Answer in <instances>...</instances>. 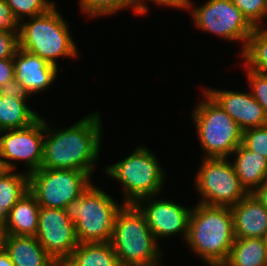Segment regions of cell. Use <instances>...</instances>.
I'll return each instance as SVG.
<instances>
[{
  "instance_id": "6da1fadb",
  "label": "cell",
  "mask_w": 267,
  "mask_h": 266,
  "mask_svg": "<svg viewBox=\"0 0 267 266\" xmlns=\"http://www.w3.org/2000/svg\"><path fill=\"white\" fill-rule=\"evenodd\" d=\"M48 125L44 119L40 168L80 170L92 176L101 152V113L92 112L68 128L52 129Z\"/></svg>"
},
{
  "instance_id": "7a4b0ae2",
  "label": "cell",
  "mask_w": 267,
  "mask_h": 266,
  "mask_svg": "<svg viewBox=\"0 0 267 266\" xmlns=\"http://www.w3.org/2000/svg\"><path fill=\"white\" fill-rule=\"evenodd\" d=\"M230 207L197 203L192 208L185 242L208 266H223L234 243Z\"/></svg>"
},
{
  "instance_id": "3957f363",
  "label": "cell",
  "mask_w": 267,
  "mask_h": 266,
  "mask_svg": "<svg viewBox=\"0 0 267 266\" xmlns=\"http://www.w3.org/2000/svg\"><path fill=\"white\" fill-rule=\"evenodd\" d=\"M144 213L124 204L115 219L111 244L121 266H161L162 251Z\"/></svg>"
},
{
  "instance_id": "277c9868",
  "label": "cell",
  "mask_w": 267,
  "mask_h": 266,
  "mask_svg": "<svg viewBox=\"0 0 267 266\" xmlns=\"http://www.w3.org/2000/svg\"><path fill=\"white\" fill-rule=\"evenodd\" d=\"M23 20L19 26V48L38 55L58 67L59 57L79 56L69 24L57 11L56 5L48 12Z\"/></svg>"
},
{
  "instance_id": "5b68a950",
  "label": "cell",
  "mask_w": 267,
  "mask_h": 266,
  "mask_svg": "<svg viewBox=\"0 0 267 266\" xmlns=\"http://www.w3.org/2000/svg\"><path fill=\"white\" fill-rule=\"evenodd\" d=\"M120 204L101 187L91 184L79 197L64 208L66 215L75 224L79 243L111 242Z\"/></svg>"
},
{
  "instance_id": "8992f818",
  "label": "cell",
  "mask_w": 267,
  "mask_h": 266,
  "mask_svg": "<svg viewBox=\"0 0 267 266\" xmlns=\"http://www.w3.org/2000/svg\"><path fill=\"white\" fill-rule=\"evenodd\" d=\"M104 172L121 183L124 204H136L142 198L161 195L166 179L157 156L140 145L125 159L105 167Z\"/></svg>"
},
{
  "instance_id": "52a82bcc",
  "label": "cell",
  "mask_w": 267,
  "mask_h": 266,
  "mask_svg": "<svg viewBox=\"0 0 267 266\" xmlns=\"http://www.w3.org/2000/svg\"><path fill=\"white\" fill-rule=\"evenodd\" d=\"M192 119L205 158H229L242 142L238 124L203 89Z\"/></svg>"
},
{
  "instance_id": "ba28073f",
  "label": "cell",
  "mask_w": 267,
  "mask_h": 266,
  "mask_svg": "<svg viewBox=\"0 0 267 266\" xmlns=\"http://www.w3.org/2000/svg\"><path fill=\"white\" fill-rule=\"evenodd\" d=\"M229 159L203 156L196 178H194L195 189L201 195L198 203L232 207L248 194L242 187Z\"/></svg>"
},
{
  "instance_id": "9c48e42d",
  "label": "cell",
  "mask_w": 267,
  "mask_h": 266,
  "mask_svg": "<svg viewBox=\"0 0 267 266\" xmlns=\"http://www.w3.org/2000/svg\"><path fill=\"white\" fill-rule=\"evenodd\" d=\"M192 3L186 0V10L191 13L195 27L227 41L241 42L243 52L254 27L232 0H208L199 7H193Z\"/></svg>"
},
{
  "instance_id": "30bf717a",
  "label": "cell",
  "mask_w": 267,
  "mask_h": 266,
  "mask_svg": "<svg viewBox=\"0 0 267 266\" xmlns=\"http://www.w3.org/2000/svg\"><path fill=\"white\" fill-rule=\"evenodd\" d=\"M91 179L80 170L40 168L29 174V191L40 207L64 209L89 188Z\"/></svg>"
},
{
  "instance_id": "8fae6325",
  "label": "cell",
  "mask_w": 267,
  "mask_h": 266,
  "mask_svg": "<svg viewBox=\"0 0 267 266\" xmlns=\"http://www.w3.org/2000/svg\"><path fill=\"white\" fill-rule=\"evenodd\" d=\"M43 140L44 118L42 116L26 128L1 131L0 158L6 169L16 170L17 160L24 161L27 174L40 169L43 159Z\"/></svg>"
},
{
  "instance_id": "7c38bea8",
  "label": "cell",
  "mask_w": 267,
  "mask_h": 266,
  "mask_svg": "<svg viewBox=\"0 0 267 266\" xmlns=\"http://www.w3.org/2000/svg\"><path fill=\"white\" fill-rule=\"evenodd\" d=\"M35 237L58 265H62L79 244L75 224L64 209L40 207Z\"/></svg>"
},
{
  "instance_id": "4fadbf2b",
  "label": "cell",
  "mask_w": 267,
  "mask_h": 266,
  "mask_svg": "<svg viewBox=\"0 0 267 266\" xmlns=\"http://www.w3.org/2000/svg\"><path fill=\"white\" fill-rule=\"evenodd\" d=\"M154 195L140 199L136 205L144 213L155 239L160 241L176 235L186 240L192 207H185L172 200L158 199Z\"/></svg>"
},
{
  "instance_id": "5bb4252c",
  "label": "cell",
  "mask_w": 267,
  "mask_h": 266,
  "mask_svg": "<svg viewBox=\"0 0 267 266\" xmlns=\"http://www.w3.org/2000/svg\"><path fill=\"white\" fill-rule=\"evenodd\" d=\"M15 88L28 96L44 92L58 77V67L19 48L13 57Z\"/></svg>"
},
{
  "instance_id": "9a60e30c",
  "label": "cell",
  "mask_w": 267,
  "mask_h": 266,
  "mask_svg": "<svg viewBox=\"0 0 267 266\" xmlns=\"http://www.w3.org/2000/svg\"><path fill=\"white\" fill-rule=\"evenodd\" d=\"M203 90L226 111L242 131L267 125L263 107L251 92L207 87Z\"/></svg>"
},
{
  "instance_id": "2e32d148",
  "label": "cell",
  "mask_w": 267,
  "mask_h": 266,
  "mask_svg": "<svg viewBox=\"0 0 267 266\" xmlns=\"http://www.w3.org/2000/svg\"><path fill=\"white\" fill-rule=\"evenodd\" d=\"M235 238H262L267 231V210L251 193L230 207Z\"/></svg>"
},
{
  "instance_id": "e0dca14e",
  "label": "cell",
  "mask_w": 267,
  "mask_h": 266,
  "mask_svg": "<svg viewBox=\"0 0 267 266\" xmlns=\"http://www.w3.org/2000/svg\"><path fill=\"white\" fill-rule=\"evenodd\" d=\"M29 97L16 88L3 93L0 101V132L26 128L41 117L27 105Z\"/></svg>"
},
{
  "instance_id": "ac0fdd59",
  "label": "cell",
  "mask_w": 267,
  "mask_h": 266,
  "mask_svg": "<svg viewBox=\"0 0 267 266\" xmlns=\"http://www.w3.org/2000/svg\"><path fill=\"white\" fill-rule=\"evenodd\" d=\"M4 250L14 266H58L35 236L6 234Z\"/></svg>"
},
{
  "instance_id": "d6986e66",
  "label": "cell",
  "mask_w": 267,
  "mask_h": 266,
  "mask_svg": "<svg viewBox=\"0 0 267 266\" xmlns=\"http://www.w3.org/2000/svg\"><path fill=\"white\" fill-rule=\"evenodd\" d=\"M232 164L236 175L248 194L253 193L267 181V159L240 144L233 152Z\"/></svg>"
},
{
  "instance_id": "ffe728a7",
  "label": "cell",
  "mask_w": 267,
  "mask_h": 266,
  "mask_svg": "<svg viewBox=\"0 0 267 266\" xmlns=\"http://www.w3.org/2000/svg\"><path fill=\"white\" fill-rule=\"evenodd\" d=\"M39 210L36 197L30 191L26 192L10 210L6 234L36 236Z\"/></svg>"
},
{
  "instance_id": "44dd1931",
  "label": "cell",
  "mask_w": 267,
  "mask_h": 266,
  "mask_svg": "<svg viewBox=\"0 0 267 266\" xmlns=\"http://www.w3.org/2000/svg\"><path fill=\"white\" fill-rule=\"evenodd\" d=\"M63 266H121L111 242L79 243Z\"/></svg>"
},
{
  "instance_id": "7402d4cb",
  "label": "cell",
  "mask_w": 267,
  "mask_h": 266,
  "mask_svg": "<svg viewBox=\"0 0 267 266\" xmlns=\"http://www.w3.org/2000/svg\"><path fill=\"white\" fill-rule=\"evenodd\" d=\"M223 266H267V252L262 238H235Z\"/></svg>"
},
{
  "instance_id": "603a6c76",
  "label": "cell",
  "mask_w": 267,
  "mask_h": 266,
  "mask_svg": "<svg viewBox=\"0 0 267 266\" xmlns=\"http://www.w3.org/2000/svg\"><path fill=\"white\" fill-rule=\"evenodd\" d=\"M29 191V174L7 169L0 175V212L8 219L10 210Z\"/></svg>"
},
{
  "instance_id": "cb8c5ba5",
  "label": "cell",
  "mask_w": 267,
  "mask_h": 266,
  "mask_svg": "<svg viewBox=\"0 0 267 266\" xmlns=\"http://www.w3.org/2000/svg\"><path fill=\"white\" fill-rule=\"evenodd\" d=\"M240 55L248 69L267 73V27H254Z\"/></svg>"
},
{
  "instance_id": "d4e9b609",
  "label": "cell",
  "mask_w": 267,
  "mask_h": 266,
  "mask_svg": "<svg viewBox=\"0 0 267 266\" xmlns=\"http://www.w3.org/2000/svg\"><path fill=\"white\" fill-rule=\"evenodd\" d=\"M79 7L91 18L110 16L122 9L133 10L131 0H79Z\"/></svg>"
},
{
  "instance_id": "484cf974",
  "label": "cell",
  "mask_w": 267,
  "mask_h": 266,
  "mask_svg": "<svg viewBox=\"0 0 267 266\" xmlns=\"http://www.w3.org/2000/svg\"><path fill=\"white\" fill-rule=\"evenodd\" d=\"M16 20L21 23L26 18H32L48 12L56 5L49 0H6Z\"/></svg>"
},
{
  "instance_id": "4316f807",
  "label": "cell",
  "mask_w": 267,
  "mask_h": 266,
  "mask_svg": "<svg viewBox=\"0 0 267 266\" xmlns=\"http://www.w3.org/2000/svg\"><path fill=\"white\" fill-rule=\"evenodd\" d=\"M253 27H262L267 17L266 0H232Z\"/></svg>"
},
{
  "instance_id": "83f0119b",
  "label": "cell",
  "mask_w": 267,
  "mask_h": 266,
  "mask_svg": "<svg viewBox=\"0 0 267 266\" xmlns=\"http://www.w3.org/2000/svg\"><path fill=\"white\" fill-rule=\"evenodd\" d=\"M241 144L267 159V125L242 131Z\"/></svg>"
},
{
  "instance_id": "f1b7e54d",
  "label": "cell",
  "mask_w": 267,
  "mask_h": 266,
  "mask_svg": "<svg viewBox=\"0 0 267 266\" xmlns=\"http://www.w3.org/2000/svg\"><path fill=\"white\" fill-rule=\"evenodd\" d=\"M243 68L247 74L250 91L252 96L263 107L266 119H267V73L253 71L248 69L244 64Z\"/></svg>"
},
{
  "instance_id": "f546056e",
  "label": "cell",
  "mask_w": 267,
  "mask_h": 266,
  "mask_svg": "<svg viewBox=\"0 0 267 266\" xmlns=\"http://www.w3.org/2000/svg\"><path fill=\"white\" fill-rule=\"evenodd\" d=\"M19 49V33L0 30V59L13 58Z\"/></svg>"
},
{
  "instance_id": "4dcf8cb0",
  "label": "cell",
  "mask_w": 267,
  "mask_h": 266,
  "mask_svg": "<svg viewBox=\"0 0 267 266\" xmlns=\"http://www.w3.org/2000/svg\"><path fill=\"white\" fill-rule=\"evenodd\" d=\"M20 23L14 17L6 0H0V30L19 33Z\"/></svg>"
},
{
  "instance_id": "1f68e13d",
  "label": "cell",
  "mask_w": 267,
  "mask_h": 266,
  "mask_svg": "<svg viewBox=\"0 0 267 266\" xmlns=\"http://www.w3.org/2000/svg\"><path fill=\"white\" fill-rule=\"evenodd\" d=\"M133 11L138 15H146L148 13V5H146L147 0H131ZM145 1V2H144ZM157 5L164 7H173L181 10L186 9V0H148Z\"/></svg>"
},
{
  "instance_id": "d6a6232c",
  "label": "cell",
  "mask_w": 267,
  "mask_h": 266,
  "mask_svg": "<svg viewBox=\"0 0 267 266\" xmlns=\"http://www.w3.org/2000/svg\"><path fill=\"white\" fill-rule=\"evenodd\" d=\"M0 88L15 89L13 58L0 59Z\"/></svg>"
},
{
  "instance_id": "836d02e7",
  "label": "cell",
  "mask_w": 267,
  "mask_h": 266,
  "mask_svg": "<svg viewBox=\"0 0 267 266\" xmlns=\"http://www.w3.org/2000/svg\"><path fill=\"white\" fill-rule=\"evenodd\" d=\"M267 210V181L252 193Z\"/></svg>"
},
{
  "instance_id": "e575fe53",
  "label": "cell",
  "mask_w": 267,
  "mask_h": 266,
  "mask_svg": "<svg viewBox=\"0 0 267 266\" xmlns=\"http://www.w3.org/2000/svg\"><path fill=\"white\" fill-rule=\"evenodd\" d=\"M0 266H14L8 253L4 249L0 251Z\"/></svg>"
},
{
  "instance_id": "d590c367",
  "label": "cell",
  "mask_w": 267,
  "mask_h": 266,
  "mask_svg": "<svg viewBox=\"0 0 267 266\" xmlns=\"http://www.w3.org/2000/svg\"><path fill=\"white\" fill-rule=\"evenodd\" d=\"M5 236H6L5 229L0 226V251L4 249Z\"/></svg>"
},
{
  "instance_id": "8d00e7d4",
  "label": "cell",
  "mask_w": 267,
  "mask_h": 266,
  "mask_svg": "<svg viewBox=\"0 0 267 266\" xmlns=\"http://www.w3.org/2000/svg\"><path fill=\"white\" fill-rule=\"evenodd\" d=\"M7 220L8 219L2 214V212H0V226L4 229L6 228Z\"/></svg>"
},
{
  "instance_id": "74e56055",
  "label": "cell",
  "mask_w": 267,
  "mask_h": 266,
  "mask_svg": "<svg viewBox=\"0 0 267 266\" xmlns=\"http://www.w3.org/2000/svg\"><path fill=\"white\" fill-rule=\"evenodd\" d=\"M6 167L4 166V163L2 159L0 158V175L6 171Z\"/></svg>"
},
{
  "instance_id": "f35d334b",
  "label": "cell",
  "mask_w": 267,
  "mask_h": 266,
  "mask_svg": "<svg viewBox=\"0 0 267 266\" xmlns=\"http://www.w3.org/2000/svg\"><path fill=\"white\" fill-rule=\"evenodd\" d=\"M262 239H263V243H264V246H265L266 252H267V231L263 235Z\"/></svg>"
},
{
  "instance_id": "ab89813d",
  "label": "cell",
  "mask_w": 267,
  "mask_h": 266,
  "mask_svg": "<svg viewBox=\"0 0 267 266\" xmlns=\"http://www.w3.org/2000/svg\"><path fill=\"white\" fill-rule=\"evenodd\" d=\"M5 91H6V90L0 88V101H1L2 96H3V93H4Z\"/></svg>"
}]
</instances>
